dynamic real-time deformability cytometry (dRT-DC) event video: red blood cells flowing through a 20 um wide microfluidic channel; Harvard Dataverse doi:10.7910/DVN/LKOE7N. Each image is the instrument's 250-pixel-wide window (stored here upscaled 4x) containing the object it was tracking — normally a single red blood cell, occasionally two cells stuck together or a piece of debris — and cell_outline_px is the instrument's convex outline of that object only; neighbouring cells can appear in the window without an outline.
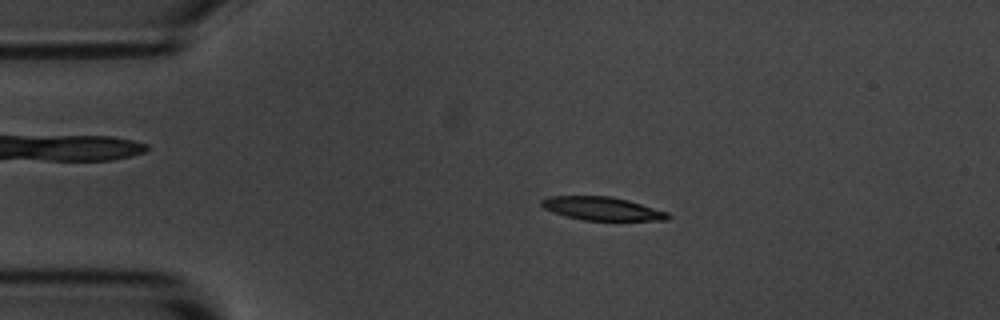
{"species": "common noctule bat (a hibernating species)", "species_latin": "Nyctalus noctula", "temperature_condition": "room temperature", "stored_images_in_passage": 53, "camera_frame_rate_fps": 3000, "um_per_image_px": 0.085, "animal": {"sex": "male", "body_mass_g": 20.1, "forearm_length_mm": 53.5}, "frame": {"image": 1, "passage_image": 9, "time_ms": 2.667, "image_size_px": [1000, 320], "cell_outline_px": [[672, 216], [668, 220], [584, 220], [564, 216], [544, 208], [540, 204], [540, 200], [548, 196], [612, 196], [628, 200], [668, 212]], "centroid_in_image_um": [51.17, 17.73], "position_along_channel_um": 33.8, "area_um2": 17.22}}
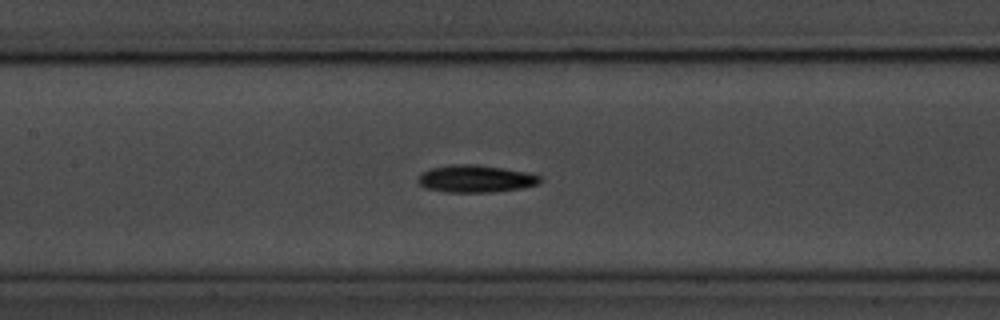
{"frame": {"image": 2, "passage_image": 23, "time_ms": 7.333, "image_size_px": [1000, 320], "cell_outline_px": [[544, 180], [540, 184], [520, 188], [492, 192], [448, 192], [424, 188], [416, 180], [416, 176], [420, 172], [432, 168], [452, 164], [476, 164], [504, 168], [528, 172], [540, 176]], "centroid_in_image_um": [40.42, 15.19], "position_along_channel_um": 167.0, "area_um2": 19.71}}
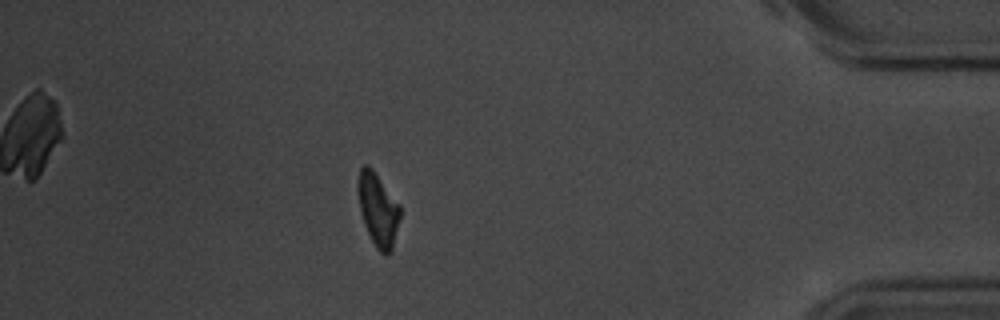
{"frame": {"image": 3, "passage_image": 46, "time_ms": 15.0, "image_size_px": [1000, 320], "cell_outline_px": [[400, 216], [392, 252], [388, 256], [384, 256], [376, 248], [364, 224], [360, 208], [356, 188], [356, 184], [360, 168], [364, 164], [368, 164], [372, 168], [400, 204]], "centroid_in_image_um": [32.13, 17.81], "position_along_channel_um": 403.1, "area_um2": 18.21}, "authors_computed_cell_mechanics": {"area_um2": 18.1492, "velocity_mm_per_s": 3.6653, "shape_relaxation_time_tau1_ms": 3.2074, "shape_relaxation_time_tau2_ms": null, "deformation_change_tau1": 0.1264, "deformation_change_tau2": null}}